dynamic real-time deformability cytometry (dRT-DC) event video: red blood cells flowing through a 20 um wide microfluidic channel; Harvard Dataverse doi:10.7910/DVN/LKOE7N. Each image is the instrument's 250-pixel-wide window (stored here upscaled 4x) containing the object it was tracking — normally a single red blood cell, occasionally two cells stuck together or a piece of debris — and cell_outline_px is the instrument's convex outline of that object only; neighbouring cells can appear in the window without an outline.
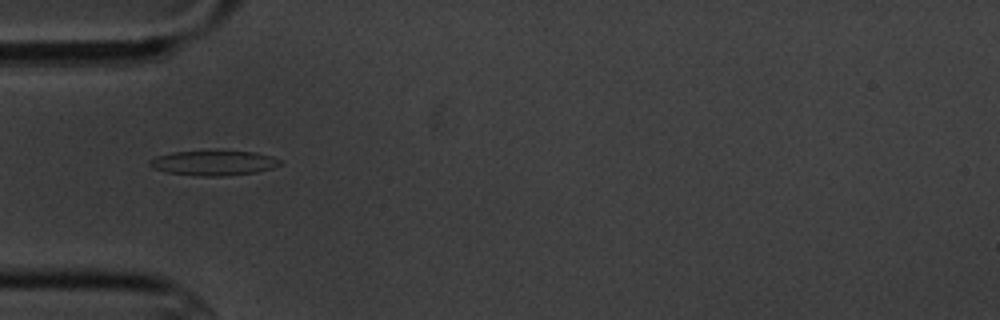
{"species": "common noctule bat (a hibernating species)", "species_latin": "Nyctalus noctula", "temperature_condition": "cold", "stored_images_in_passage": 12, "camera_frame_rate_fps": 3000, "um_per_image_px": 0.085, "animal": {"sex": "male", "body_mass_g": 20.1, "forearm_length_mm": 53.5}, "frame": {"image": 1, "passage_image": 2, "time_ms": 2.0, "image_size_px": [1000, 320], "cell_outline_px": [[284, 164], [272, 168], [256, 172], [220, 176], [200, 176], [168, 172], [152, 168], [148, 164], [148, 160], [156, 156], [172, 152], [216, 148], [256, 152], [272, 156], [284, 160]], "centroid_in_image_um": [18.2, 13.79], "position_along_channel_um": 66.8, "area_um2": 19.94}}
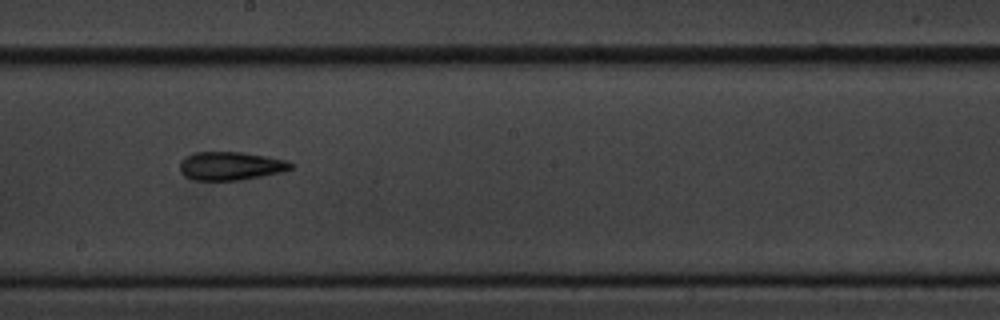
{"frame": {"image": 2, "passage_image": 6, "time_ms": 6.667, "image_size_px": [1000, 320], "cell_outline_px": [[292, 168], [284, 172], [240, 180], [196, 180], [184, 176], [180, 172], [180, 164], [192, 152], [240, 152], [288, 160], [292, 164]], "centroid_in_image_um": [19.63, 14.11], "position_along_channel_um": 228.6, "area_um2": 18.26}}
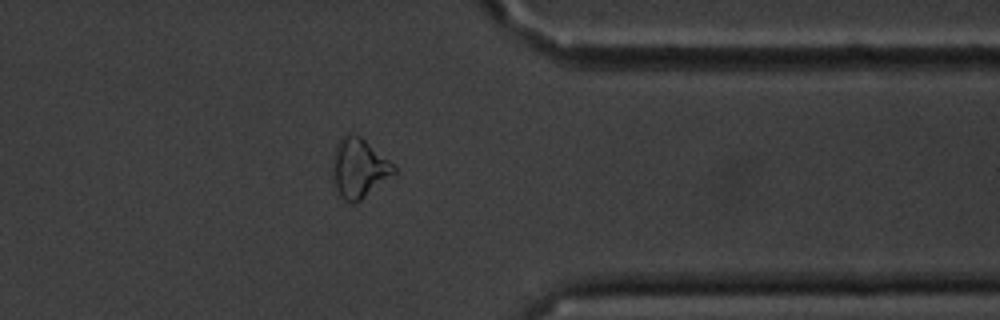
{"frame": {"image": 3, "passage_image": 10, "time_ms": 11.333, "image_size_px": [1000, 320], "cell_outline_px": [[396, 172], [356, 204], [352, 204], [344, 200], [340, 196], [332, 180], [332, 164], [336, 144], [348, 132], [360, 136], [396, 164]], "centroid_in_image_um": [30.51, 14.3], "position_along_channel_um": 380.9, "area_um2": 21.44}, "authors_computed_cell_mechanics": {"area_um2": 18.2359, "velocity_mm_per_s": 3.4569, "shape_relaxation_time_tau1_ms": 6.8748, "shape_relaxation_time_tau2_ms": 7.0982, "deformation_change_tau1": 0.1535, "deformation_change_tau2": 0.1624}}